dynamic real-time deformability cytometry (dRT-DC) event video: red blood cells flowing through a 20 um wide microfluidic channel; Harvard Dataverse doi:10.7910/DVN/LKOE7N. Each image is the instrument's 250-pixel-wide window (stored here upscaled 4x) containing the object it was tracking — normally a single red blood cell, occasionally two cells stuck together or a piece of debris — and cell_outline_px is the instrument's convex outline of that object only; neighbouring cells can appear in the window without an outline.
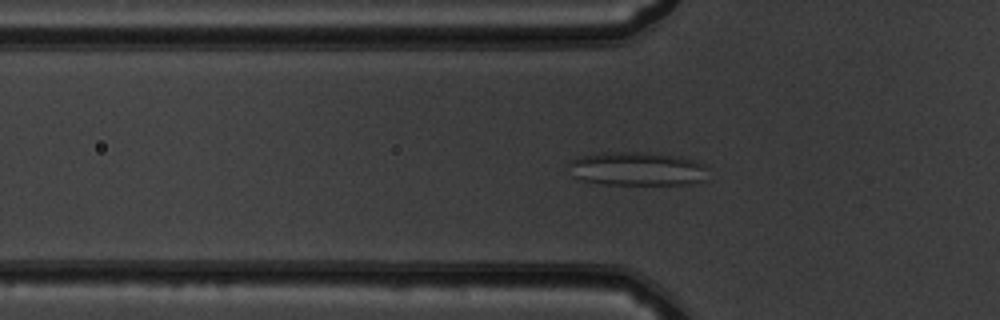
{"species": "common noctule bat (a hibernating species)", "species_latin": "Nyctalus noctula", "temperature_condition": "warm", "stored_images_in_passage": 50, "camera_frame_rate_fps": 3000, "um_per_image_px": 0.085, "animal": {"sex": "male", "body_mass_g": 19.5, "forearm_length_mm": 54.6}, "frame": {"image": 1, "passage_image": 16, "time_ms": 5.0, "image_size_px": [1000, 320], "cell_outline_px": [[708, 168], [704, 180], [692, 184], [600, 184], [576, 180], [572, 176], [568, 164], [572, 160], [580, 156], [600, 152], [648, 152], [680, 156], [708, 164]], "centroid_in_image_um": [54.15, 14.34], "position_along_channel_um": 71.6, "area_um2": 27.98}}
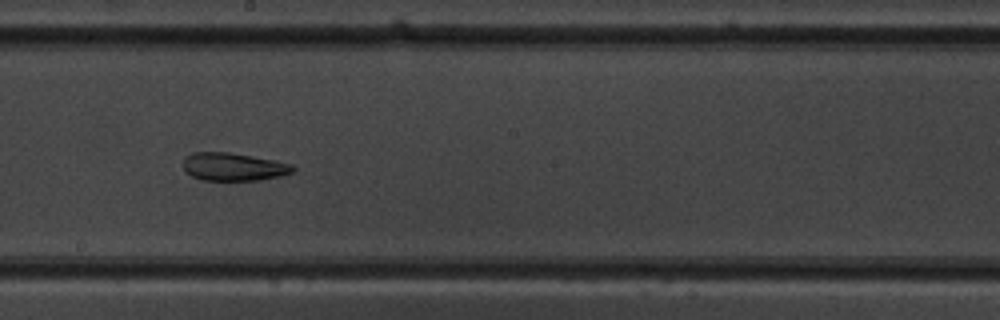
{"frame": {"image": 2, "passage_image": 28, "time_ms": 9.0, "image_size_px": [1000, 320], "cell_outline_px": [[296, 168], [292, 172], [280, 176], [260, 180], [200, 180], [184, 172], [184, 156], [192, 152], [228, 152], [276, 160], [292, 164]], "centroid_in_image_um": [19.83, 14.17], "position_along_channel_um": 228.4, "area_um2": 18.03}}
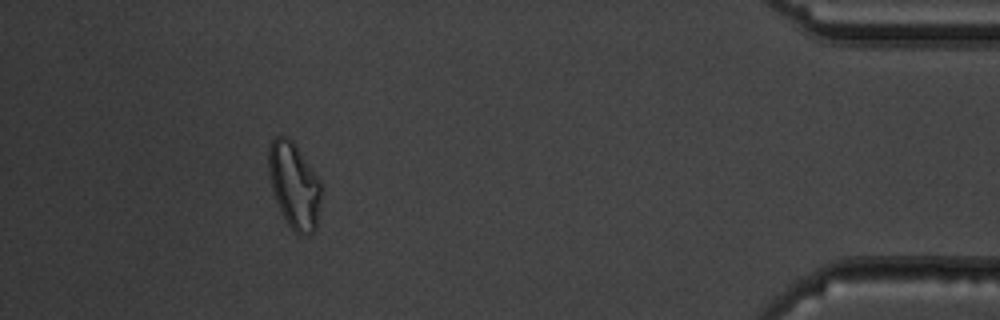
{"frame": {"image": 3, "passage_image": 46, "time_ms": 15.0, "image_size_px": [1000, 320], "cell_outline_px": [[320, 204], [316, 228], [312, 232], [300, 236], [284, 220], [276, 200], [268, 176], [268, 144], [276, 136], [284, 136], [292, 140], [320, 180]], "centroid_in_image_um": [24.98, 15.75], "position_along_channel_um": 410.2, "area_um2": 26.24}, "authors_computed_cell_mechanics": {"area_um2": 24.276, "velocity_mm_per_s": 3.91, "shape_relaxation_time_tau1_ms": null, "shape_relaxation_time_tau2_ms": 2.1449, "deformation_change_tau1": null, "deformation_change_tau2": 0.1024}}